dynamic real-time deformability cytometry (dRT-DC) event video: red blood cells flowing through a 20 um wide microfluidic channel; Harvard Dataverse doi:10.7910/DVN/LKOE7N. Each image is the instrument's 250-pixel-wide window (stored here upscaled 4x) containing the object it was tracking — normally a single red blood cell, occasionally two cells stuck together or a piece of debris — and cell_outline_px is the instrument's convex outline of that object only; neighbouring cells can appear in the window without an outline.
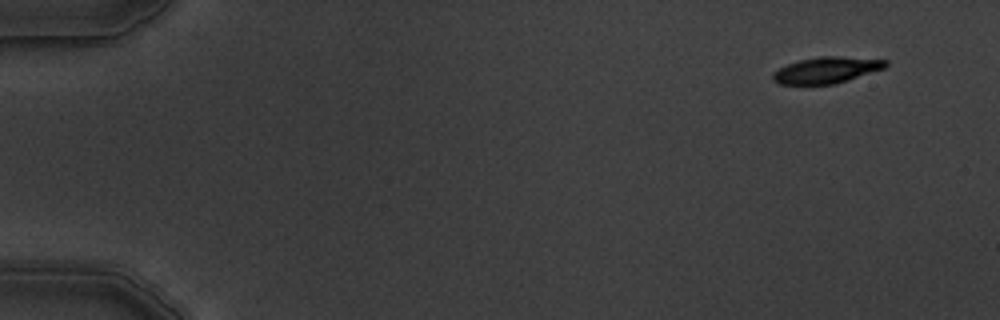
{"species": "common noctule bat (a hibernating species)", "species_latin": "Nyctalus noctula", "temperature_condition": "warm", "stored_images_in_passage": 9, "camera_frame_rate_fps": 3000, "um_per_image_px": 0.085, "animal": {"sex": "male", "body_mass_g": 19.5, "forearm_length_mm": 54.6}, "frame": {"image": 1, "passage_image": 1, "time_ms": 0.0, "image_size_px": [1000, 320], "cell_outline_px": [[888, 64], [884, 68], [836, 84], [780, 84], [772, 80], [772, 72], [788, 64], [800, 60], [820, 56], [840, 56], [888, 60]], "centroid_in_image_um": [70.25, 5.95], "position_along_channel_um": 14.8, "area_um2": 17.17}}
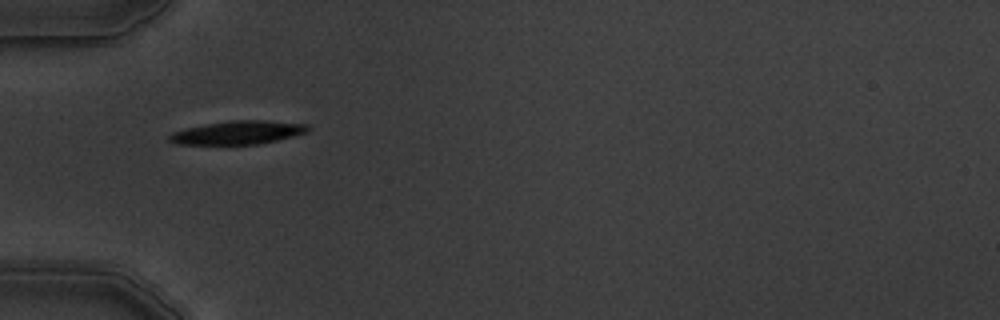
{"frame": {"image": 2, "passage_image": 4, "time_ms": 4.667, "image_size_px": [1000, 320], "cell_outline_px": [[312, 128], [308, 132], [260, 144], [176, 144], [168, 140], [168, 136], [172, 132], [184, 128], [204, 124], [232, 120], [264, 120], [308, 124]], "centroid_in_image_um": [20.22, 11.26], "position_along_channel_um": 64.8, "area_um2": 19.02}}
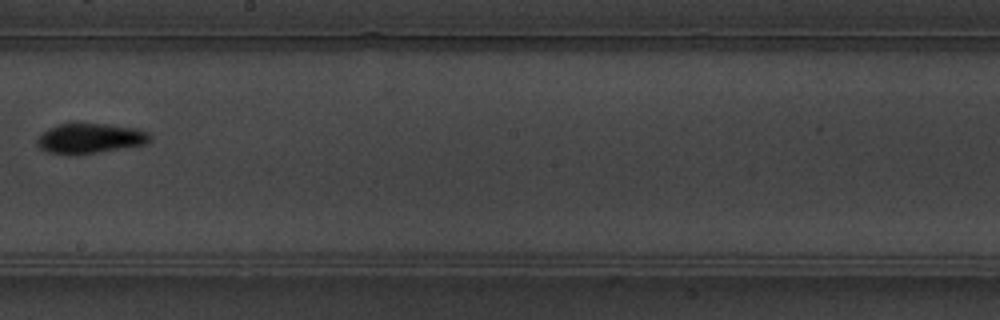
{"frame": {"image": 3, "passage_image": 8, "time_ms": 9.333, "image_size_px": [1000, 320], "cell_outline_px": [[152, 140], [144, 144], [72, 156], [44, 152], [36, 144], [36, 140], [40, 132], [48, 128], [60, 124], [108, 124], [140, 128], [148, 132], [152, 136]], "centroid_in_image_um": [7.61, 11.77], "position_along_channel_um": 240.6, "area_um2": 20.06}}